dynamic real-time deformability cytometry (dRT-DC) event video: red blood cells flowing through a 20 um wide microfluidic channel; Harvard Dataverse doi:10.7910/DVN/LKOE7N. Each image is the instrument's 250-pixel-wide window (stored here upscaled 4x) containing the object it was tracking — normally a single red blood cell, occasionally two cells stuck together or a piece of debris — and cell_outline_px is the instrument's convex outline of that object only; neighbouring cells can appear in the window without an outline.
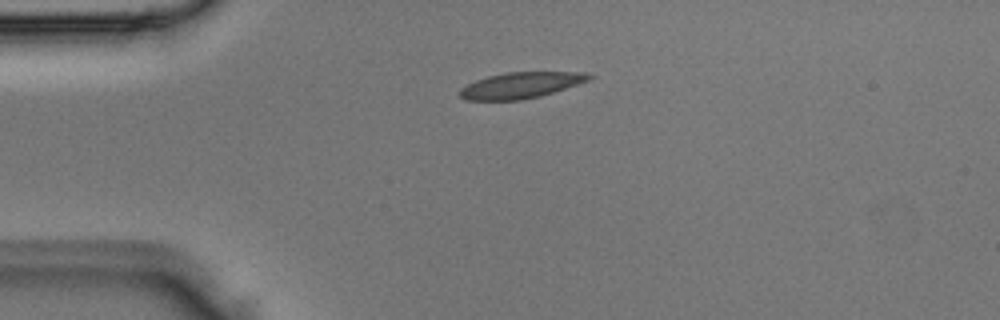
{"species": "Egyptian fruit bat (a non-hibernating species)", "species_latin": "Rousettus aegyptiacus", "temperature_condition": "room temperature", "stored_images_in_passage": 1, "camera_frame_rate_fps": 3000, "um_per_image_px": 0.085, "animal": {"sex": "male"}, "frame": {"image": 1, "passage_image": 1, "time_ms": 0.0, "image_size_px": [1000, 320], "cell_outline_px": [[596, 76], [588, 80], [540, 96], [520, 100], [464, 100], [460, 96], [460, 88], [476, 80], [488, 76], [504, 72], [588, 72]], "centroid_in_image_um": [44.26, 7.24], "position_along_channel_um": 40.7, "area_um2": 19.48}}